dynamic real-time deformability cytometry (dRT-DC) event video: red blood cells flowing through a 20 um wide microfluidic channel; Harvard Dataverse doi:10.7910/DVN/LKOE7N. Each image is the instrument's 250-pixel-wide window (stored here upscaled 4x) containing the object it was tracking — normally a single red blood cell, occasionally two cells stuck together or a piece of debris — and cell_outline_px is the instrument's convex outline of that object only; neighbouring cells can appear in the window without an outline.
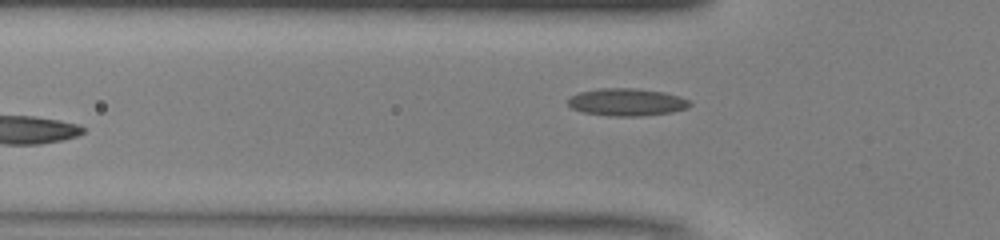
{"species": "common noctule bat (a hibernating species)", "species_latin": "Nyctalus noctula", "temperature_condition": "warm", "stored_images_in_passage": 33, "camera_frame_rate_fps": 3000, "um_per_image_px": 0.085, "animal": {"sex": "male", "body_mass_g": 13.0, "forearm_length_mm": 53.1}, "frame": {"image": 1, "passage_image": 2, "time_ms": 0.333, "image_size_px": [1000, 240], "cell_outline_px": [[692, 104], [688, 108], [672, 112], [640, 116], [608, 116], [584, 112], [572, 108], [568, 104], [568, 96], [580, 92], [600, 88], [636, 88], [664, 92], [680, 96], [688, 100]], "centroid_in_image_um": [53.28, 8.68], "position_along_channel_um": 72.5, "area_um2": 19.59}}
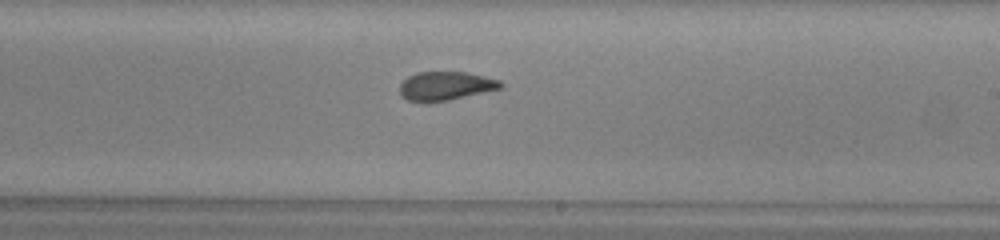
{"frame": {"image": 2, "passage_image": 15, "time_ms": 4.667, "image_size_px": [1000, 240], "cell_outline_px": [[504, 88], [448, 100], [428, 104], [408, 100], [400, 96], [400, 84], [408, 76], [416, 72], [464, 72], [484, 76], [500, 80], [504, 84]], "centroid_in_image_um": [37.87, 7.32], "position_along_channel_um": 251.1, "area_um2": 17.22}}
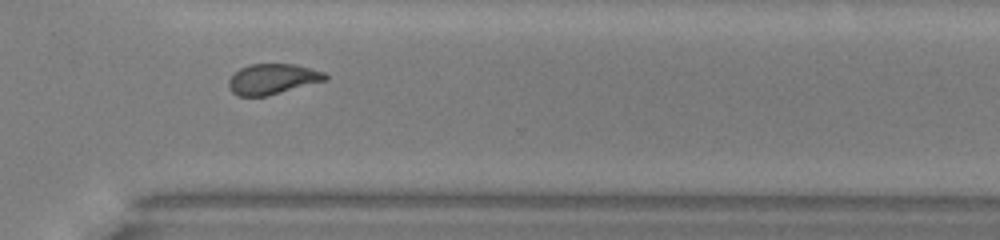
{"frame": {"image": 3, "passage_image": 22, "time_ms": 7.0, "image_size_px": [1000, 240], "cell_outline_px": [[328, 80], [268, 96], [236, 96], [232, 92], [228, 84], [228, 80], [240, 68], [248, 64], [296, 64], [324, 72], [328, 76]], "centroid_in_image_um": [23.18, 6.72], "position_along_channel_um": 347.4, "area_um2": 17.28}, "authors_computed_cell_mechanics": {"area_um2": 17.918, "velocity_mm_per_s": 4.117, "shape_relaxation_time_tau1_ms": 6.5745, "shape_relaxation_time_tau2_ms": 1.7033, "deformation_change_tau1": 0.1838, "deformation_change_tau2": 0.0864}}